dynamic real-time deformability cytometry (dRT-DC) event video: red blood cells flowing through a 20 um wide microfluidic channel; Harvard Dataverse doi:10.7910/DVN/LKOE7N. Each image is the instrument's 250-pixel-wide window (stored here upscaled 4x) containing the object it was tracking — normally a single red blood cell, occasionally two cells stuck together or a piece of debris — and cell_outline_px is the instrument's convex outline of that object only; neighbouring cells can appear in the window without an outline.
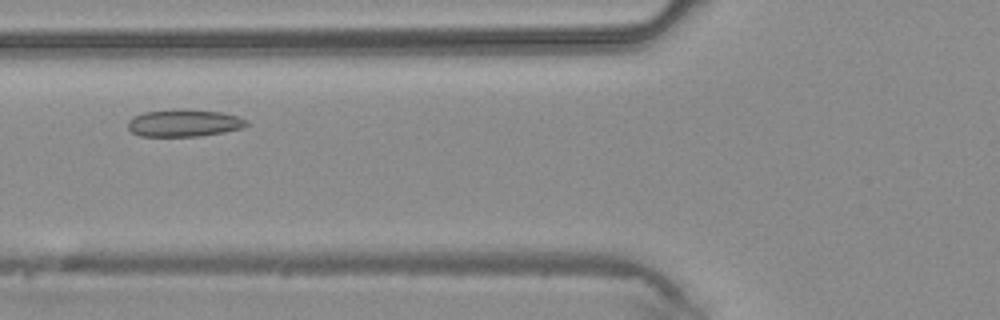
{"species": "common noctule bat (a hibernating species)", "species_latin": "Nyctalus noctula", "temperature_condition": "warm", "stored_images_in_passage": 34, "camera_frame_rate_fps": 3000, "um_per_image_px": 0.085, "animal": {"sex": "male", "body_mass_g": 20.4}, "frame": {"image": 1, "passage_image": 7, "time_ms": 2.0, "image_size_px": [1000, 320], "cell_outline_px": [[248, 124], [244, 128], [224, 132], [200, 136], [140, 136], [132, 132], [128, 128], [128, 120], [144, 112], [172, 108], [180, 108], [220, 112], [236, 116], [248, 120]], "centroid_in_image_um": [15.65, 10.45], "position_along_channel_um": 110.2, "area_um2": 19.02}}
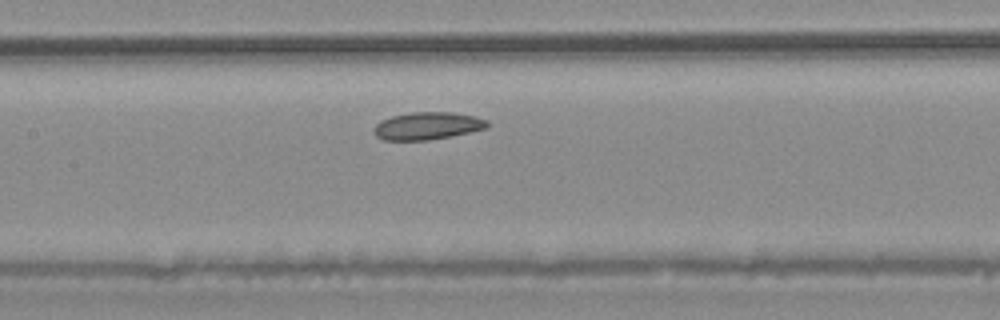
{"frame": {"image": 2, "passage_image": 11, "time_ms": 3.333, "image_size_px": [1000, 320], "cell_outline_px": [[488, 128], [452, 136], [428, 140], [384, 140], [376, 136], [372, 132], [372, 128], [380, 120], [392, 116], [412, 112], [452, 112], [476, 116], [488, 120]], "centroid_in_image_um": [36.32, 10.7], "position_along_channel_um": 171.1, "area_um2": 18.38}}
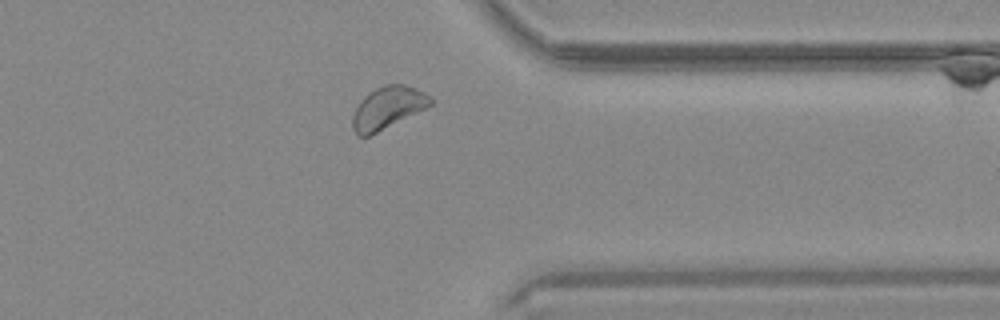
{"frame": {"image": 3, "passage_image": 25, "time_ms": 8.0, "image_size_px": [1000, 320], "cell_outline_px": [[436, 100], [432, 104], [368, 136], [356, 136], [352, 128], [352, 116], [360, 100], [364, 96], [376, 88], [384, 84], [404, 84], [416, 88], [424, 92]], "centroid_in_image_um": [32.94, 9.13], "position_along_channel_um": 378.5, "area_um2": 18.9}}